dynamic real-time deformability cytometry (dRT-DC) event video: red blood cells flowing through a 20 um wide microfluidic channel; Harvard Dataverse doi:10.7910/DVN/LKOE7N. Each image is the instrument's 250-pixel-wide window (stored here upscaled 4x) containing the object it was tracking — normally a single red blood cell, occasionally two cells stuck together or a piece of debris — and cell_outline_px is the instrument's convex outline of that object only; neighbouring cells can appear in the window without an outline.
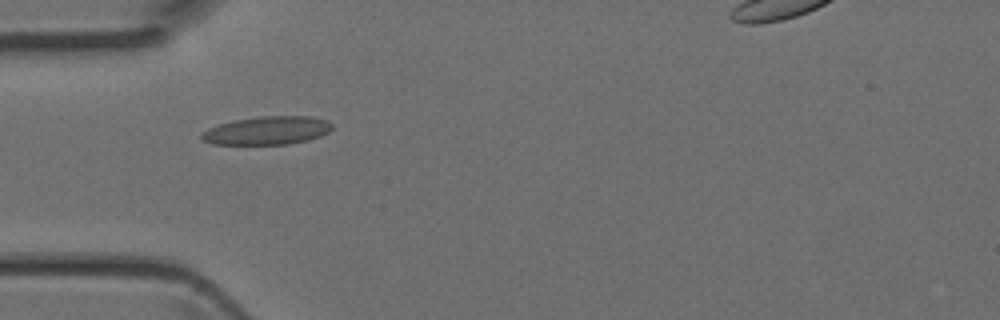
{"species": "Egyptian fruit bat (a non-hibernating species)", "species_latin": "Rousettus aegyptiacus", "temperature_condition": "room temperature", "stored_images_in_passage": 6, "camera_frame_rate_fps": 3000, "um_per_image_px": 0.085, "animal": {"sex": "female"}, "frame": {"image": 1, "passage_image": 4, "time_ms": 1.0, "image_size_px": [1000, 320], "cell_outline_px": [[332, 128], [328, 132], [320, 136], [308, 140], [288, 144], [212, 144], [204, 140], [200, 136], [200, 132], [208, 128], [232, 120], [260, 116], [312, 116], [328, 120], [332, 124]], "centroid_in_image_um": [22.71, 11.08], "position_along_channel_um": 62.3, "area_um2": 21.62}}
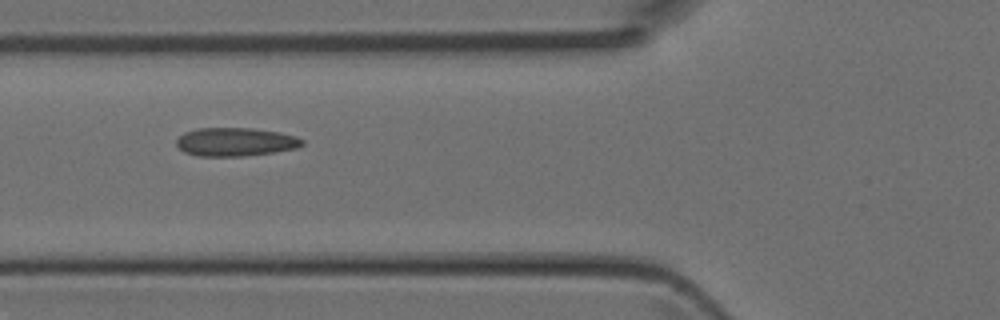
{"frame": {"image": 2, "passage_image": 5, "time_ms": 1.333, "image_size_px": [1000, 320], "cell_outline_px": [[304, 144], [296, 148], [272, 152], [244, 156], [196, 156], [184, 152], [176, 144], [176, 140], [184, 132], [196, 128], [252, 128], [280, 132], [296, 136], [304, 140]], "centroid_in_image_um": [20.0, 12.05], "position_along_channel_um": 105.8, "area_um2": 20.92}}
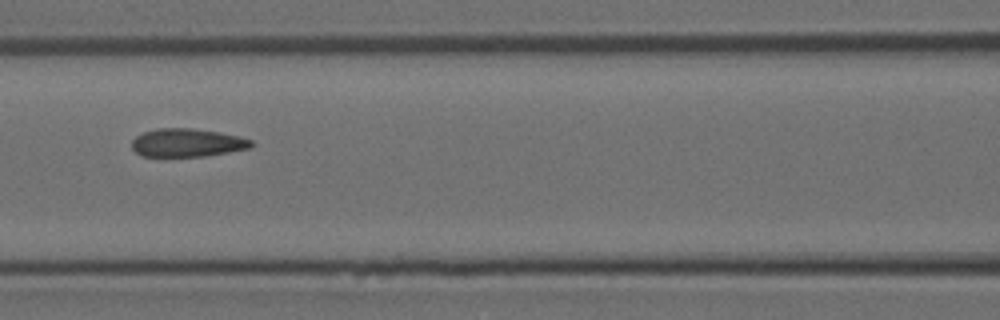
{"frame": {"image": 3, "passage_image": 6, "time_ms": 1.667, "image_size_px": [1000, 320], "cell_outline_px": [[252, 148], [204, 156], [140, 156], [132, 148], [132, 140], [136, 136], [144, 132], [156, 128], [192, 128], [220, 132], [240, 136], [252, 140]], "centroid_in_image_um": [15.92, 12.12], "position_along_channel_um": 150.7, "area_um2": 19.71}}